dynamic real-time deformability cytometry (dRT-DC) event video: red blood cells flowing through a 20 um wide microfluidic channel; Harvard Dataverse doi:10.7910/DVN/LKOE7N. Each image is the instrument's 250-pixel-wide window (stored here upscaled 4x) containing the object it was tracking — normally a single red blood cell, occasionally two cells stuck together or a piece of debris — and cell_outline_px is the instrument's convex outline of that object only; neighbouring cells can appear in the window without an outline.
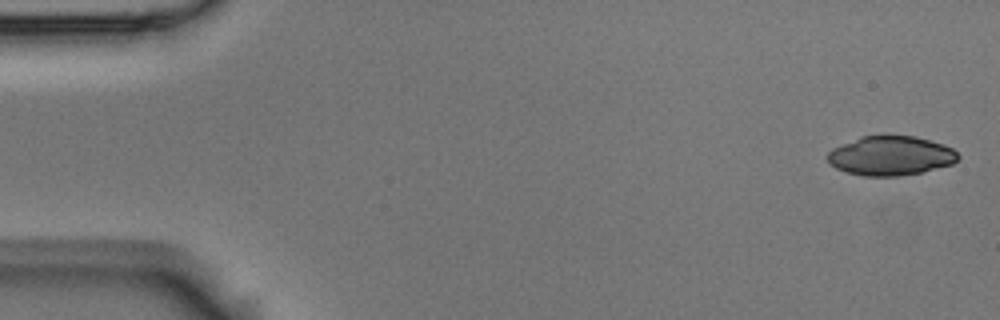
{"species": "Egyptian fruit bat (a non-hibernating species)", "species_latin": "Rousettus aegyptiacus", "temperature_condition": "room temperature", "stored_images_in_passage": 4, "camera_frame_rate_fps": 3000, "um_per_image_px": 0.085, "animal": {"sex": "male"}, "frame": {"image": 1, "passage_image": 1, "time_ms": 0.0, "image_size_px": [1000, 320], "cell_outline_px": [[960, 156], [952, 164], [924, 172], [896, 176], [864, 176], [848, 172], [836, 168], [828, 164], [828, 152], [832, 148], [860, 136], [884, 132], [916, 136], [944, 144], [952, 148]], "centroid_in_image_um": [75.7, 13.19], "position_along_channel_um": 9.3, "area_um2": 30.75}}
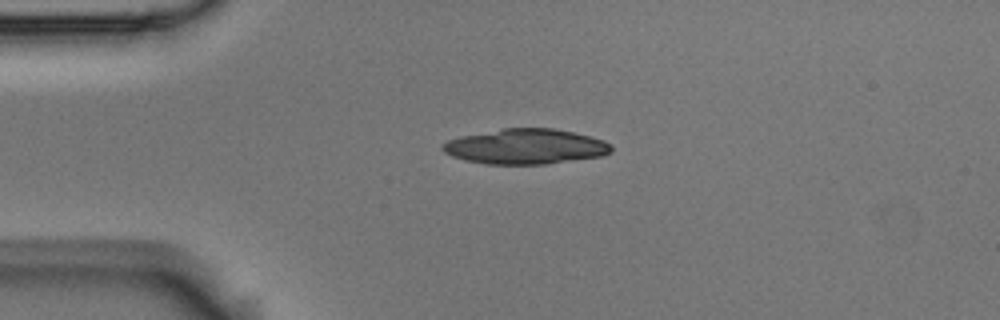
{"frame": {"image": 2, "passage_image": 3, "time_ms": 0.667, "image_size_px": [1000, 320], "cell_outline_px": [[612, 152], [600, 156], [544, 164], [488, 164], [464, 160], [452, 156], [444, 152], [440, 148], [448, 140], [460, 136], [504, 128], [552, 128], [592, 136], [604, 140], [612, 144]], "centroid_in_image_um": [44.68, 12.45], "position_along_channel_um": 40.3, "area_um2": 34.51}}